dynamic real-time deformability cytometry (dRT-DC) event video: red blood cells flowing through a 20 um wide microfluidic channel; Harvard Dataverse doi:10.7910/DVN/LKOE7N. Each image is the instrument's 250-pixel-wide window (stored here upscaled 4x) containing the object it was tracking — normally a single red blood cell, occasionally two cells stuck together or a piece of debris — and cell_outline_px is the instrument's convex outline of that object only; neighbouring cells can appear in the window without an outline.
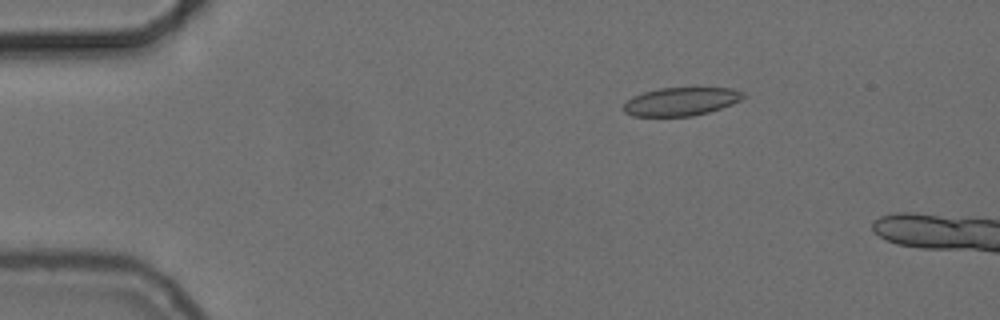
{"species": "common noctule bat (a hibernating species)", "species_latin": "Nyctalus noctula", "temperature_condition": "cold", "stored_images_in_passage": 14, "camera_frame_rate_fps": 3000, "um_per_image_px": 0.085, "animal": {"sex": "female", "body_mass_g": 24.6, "forearm_length_mm": 56.2}, "frame": {"image": 1, "passage_image": 10, "time_ms": 3.0, "image_size_px": [1000, 320], "cell_outline_px": [[744, 96], [740, 100], [732, 104], [708, 112], [692, 116], [632, 116], [624, 112], [624, 104], [632, 96], [644, 92], [660, 88], [732, 88], [744, 92]], "centroid_in_image_um": [57.87, 8.63], "position_along_channel_um": 27.1, "area_um2": 19.59}}